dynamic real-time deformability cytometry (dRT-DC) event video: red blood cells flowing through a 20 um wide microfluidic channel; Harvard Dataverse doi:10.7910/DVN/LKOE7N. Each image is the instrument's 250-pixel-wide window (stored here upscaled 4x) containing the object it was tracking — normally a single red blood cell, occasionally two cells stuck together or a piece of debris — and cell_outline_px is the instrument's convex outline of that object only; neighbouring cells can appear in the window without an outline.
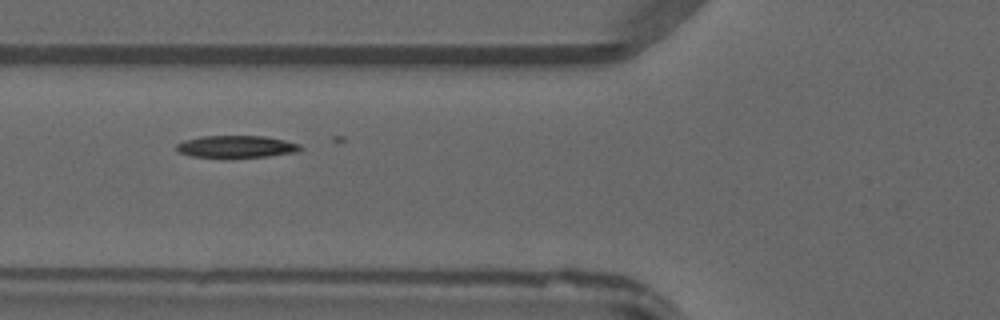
{"species": "common noctule bat (a hibernating species)", "species_latin": "Nyctalus noctula", "temperature_condition": "warm", "stored_images_in_passage": 40, "camera_frame_rate_fps": 3000, "um_per_image_px": 0.085, "animal": {"sex": "male", "forearm_length_mm": 52.5}, "frame": {"image": 1, "passage_image": 19, "time_ms": 6.0, "image_size_px": [1000, 320], "cell_outline_px": [[304, 148], [296, 152], [268, 156], [192, 156], [180, 152], [176, 148], [176, 144], [184, 140], [200, 136], [264, 136], [284, 140], [300, 144]], "centroid_in_image_um": [20.12, 12.43], "position_along_channel_um": 105.7, "area_um2": 15.55}}